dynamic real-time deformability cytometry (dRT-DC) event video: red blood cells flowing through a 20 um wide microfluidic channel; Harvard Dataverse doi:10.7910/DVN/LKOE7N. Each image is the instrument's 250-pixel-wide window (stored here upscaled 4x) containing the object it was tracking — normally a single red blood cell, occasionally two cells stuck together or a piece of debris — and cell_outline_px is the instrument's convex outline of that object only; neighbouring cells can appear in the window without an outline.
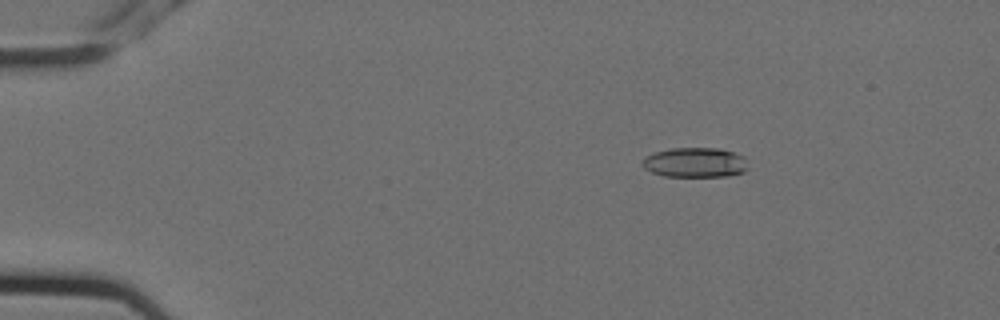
{"species": "Egyptian fruit bat (a non-hibernating species)", "species_latin": "Rousettus aegyptiacus", "temperature_condition": "cold", "stored_images_in_passage": 3, "camera_frame_rate_fps": 3000, "um_per_image_px": 0.085, "animal": {"sex": "female"}, "frame": {"image": 1, "passage_image": 1, "time_ms": 0.0, "image_size_px": [1000, 320], "cell_outline_px": [[748, 168], [744, 172], [724, 176], [664, 176], [652, 172], [644, 168], [640, 164], [640, 160], [644, 156], [652, 152], [672, 148], [720, 148], [744, 156]], "centroid_in_image_um": [59.02, 13.8], "position_along_channel_um": 26.0, "area_um2": 18.55}}